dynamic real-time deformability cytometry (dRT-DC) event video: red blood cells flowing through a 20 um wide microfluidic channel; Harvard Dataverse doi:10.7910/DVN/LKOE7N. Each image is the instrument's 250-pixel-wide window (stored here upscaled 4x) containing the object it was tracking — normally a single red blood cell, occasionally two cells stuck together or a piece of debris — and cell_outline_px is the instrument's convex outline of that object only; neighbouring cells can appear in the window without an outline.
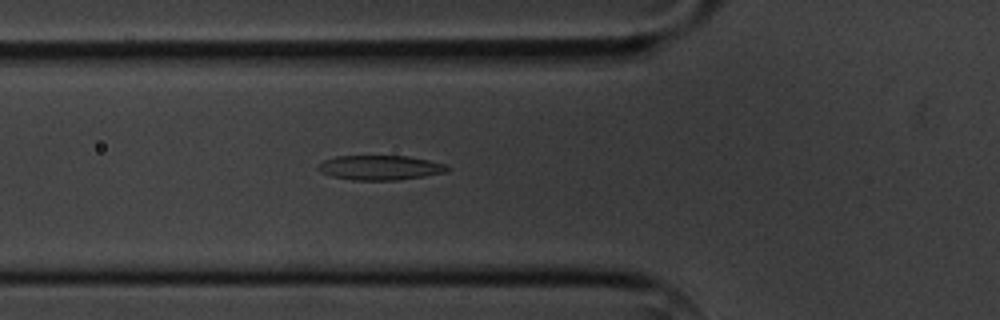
{"species": "common noctule bat (a hibernating species)", "species_latin": "Nyctalus noctula", "temperature_condition": "cold", "stored_images_in_passage": 4, "camera_frame_rate_fps": 3000, "um_per_image_px": 0.085, "animal": {"sex": "male", "body_mass_g": 20.1, "forearm_length_mm": 53.5}, "frame": {"image": 1, "passage_image": 4, "time_ms": 4.333, "image_size_px": [1000, 320], "cell_outline_px": [[448, 168], [444, 172], [424, 176], [400, 180], [352, 180], [332, 176], [320, 172], [316, 168], [316, 164], [324, 160], [336, 156], [408, 156], [448, 164]], "centroid_in_image_um": [32.26, 14.25], "position_along_channel_um": 93.5, "area_um2": 18.61}}